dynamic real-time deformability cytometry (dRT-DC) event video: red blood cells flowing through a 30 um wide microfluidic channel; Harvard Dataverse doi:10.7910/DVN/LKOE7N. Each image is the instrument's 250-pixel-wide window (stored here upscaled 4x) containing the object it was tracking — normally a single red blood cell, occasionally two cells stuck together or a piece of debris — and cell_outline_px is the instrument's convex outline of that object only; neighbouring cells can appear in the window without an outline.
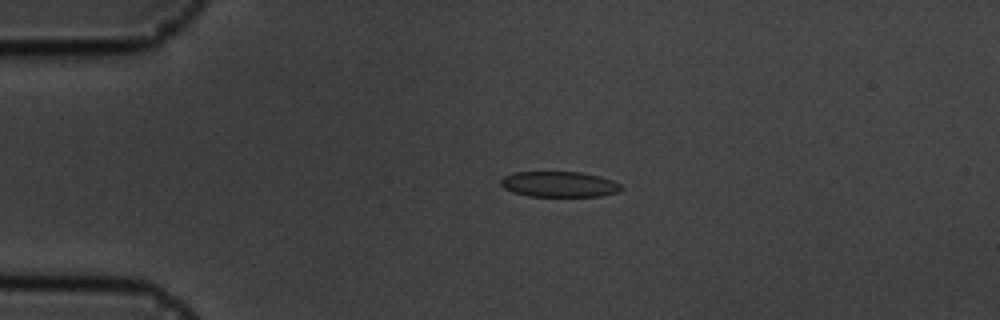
{"species": "common noctule bat (a hibernating species)", "species_latin": "Nyctalus noctula", "temperature_condition": "cold", "stored_images_in_passage": 6, "camera_frame_rate_fps": 3000, "um_per_image_px": 0.085, "animal": {"sex": "male", "body_mass_g": 19.5, "forearm_length_mm": 54.6}, "frame": {"image": 1, "passage_image": 3, "time_ms": 2.333, "image_size_px": [1000, 320], "cell_outline_px": [[624, 188], [620, 192], [600, 196], [528, 196], [512, 192], [504, 188], [500, 184], [500, 180], [504, 176], [512, 172], [584, 172], [600, 176], [612, 180], [620, 184]], "centroid_in_image_um": [47.54, 15.66], "position_along_channel_um": 37.5, "area_um2": 18.15}}
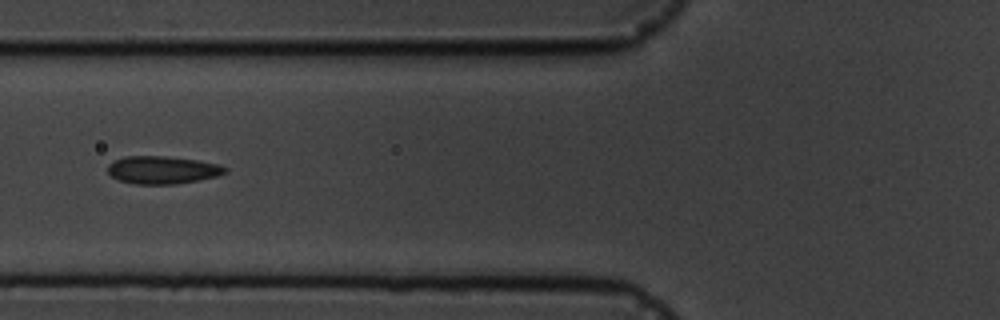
{"frame": {"image": 2, "passage_image": 5, "time_ms": 5.333, "image_size_px": [1000, 320], "cell_outline_px": [[228, 172], [216, 176], [176, 184], [136, 184], [120, 180], [112, 176], [108, 172], [108, 164], [124, 156], [164, 156], [196, 160], [220, 164], [228, 168]], "centroid_in_image_um": [13.83, 14.44], "position_along_channel_um": 112.0, "area_um2": 18.84}}
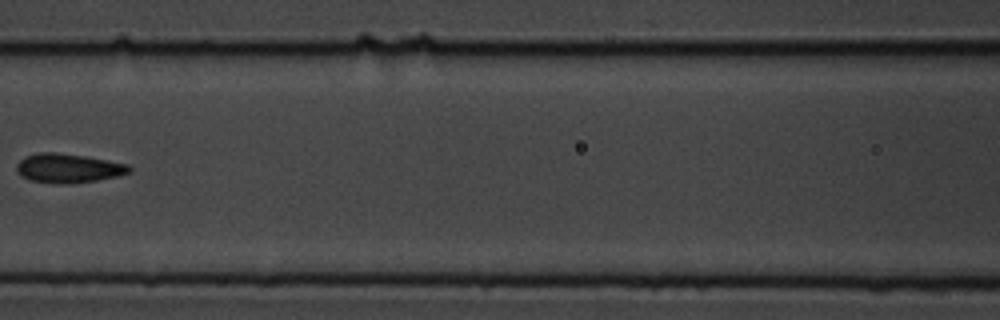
{"frame": {"image": 3, "passage_image": 6, "time_ms": 6.667, "image_size_px": [1000, 320], "cell_outline_px": [[132, 172], [120, 176], [96, 180], [68, 184], [56, 184], [32, 180], [20, 176], [16, 172], [16, 164], [24, 156], [36, 152], [56, 152], [84, 156], [108, 160], [128, 164], [132, 168]], "centroid_in_image_um": [5.8, 14.29], "position_along_channel_um": 160.8, "area_um2": 19.42}}